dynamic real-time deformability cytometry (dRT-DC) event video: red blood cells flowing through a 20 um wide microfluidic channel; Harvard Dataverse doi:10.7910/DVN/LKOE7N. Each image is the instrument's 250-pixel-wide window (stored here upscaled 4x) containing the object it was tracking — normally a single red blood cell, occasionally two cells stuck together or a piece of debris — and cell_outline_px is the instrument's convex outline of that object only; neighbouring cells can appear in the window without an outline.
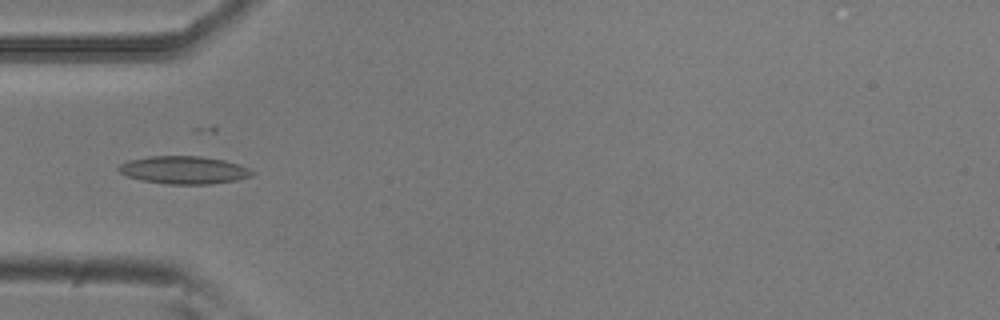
{"species": "common noctule bat (a hibernating species)", "species_latin": "Nyctalus noctula", "temperature_condition": "room temperature", "stored_images_in_passage": 27, "camera_frame_rate_fps": 3000, "um_per_image_px": 0.085, "animal": {"sex": "male", "body_mass_g": 20.5, "forearm_length_mm": 52.5}, "frame": {"image": 1, "passage_image": 16, "time_ms": 5.0, "image_size_px": [1000, 320], "cell_outline_px": [[256, 172], [252, 176], [236, 180], [208, 184], [168, 184], [144, 180], [128, 176], [120, 172], [116, 168], [120, 164], [128, 160], [148, 156], [200, 156], [224, 160], [240, 164]], "centroid_in_image_um": [15.65, 14.44], "position_along_channel_um": 69.3, "area_um2": 21.56}}